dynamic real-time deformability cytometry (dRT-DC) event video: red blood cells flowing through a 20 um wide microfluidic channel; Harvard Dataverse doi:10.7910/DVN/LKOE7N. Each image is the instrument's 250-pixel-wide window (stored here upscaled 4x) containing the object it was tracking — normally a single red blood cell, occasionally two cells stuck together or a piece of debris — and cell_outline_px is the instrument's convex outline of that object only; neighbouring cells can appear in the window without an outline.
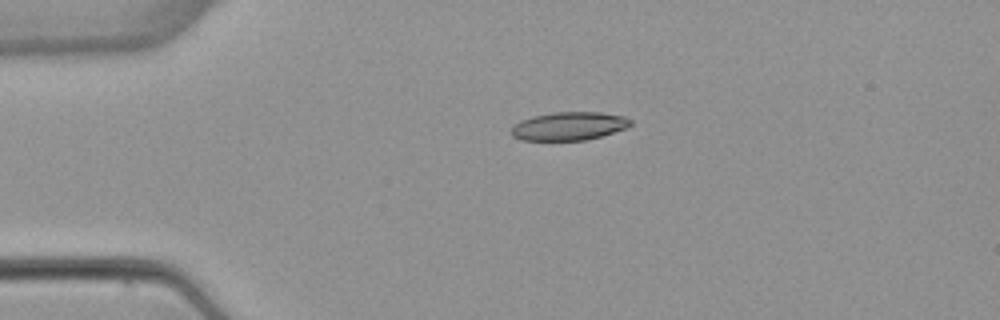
{"species": "common noctule bat (a hibernating species)", "species_latin": "Nyctalus noctula", "temperature_condition": "warm", "stored_images_in_passage": 2, "camera_frame_rate_fps": 3000, "um_per_image_px": 0.085, "animal": {"sex": "female", "body_mass_g": 22.7, "forearm_length_mm": 54.2}, "frame": {"image": 1, "passage_image": 1, "time_ms": 0.0, "image_size_px": [1000, 320], "cell_outline_px": [[632, 124], [628, 128], [600, 136], [584, 140], [520, 140], [512, 136], [512, 128], [520, 120], [532, 116], [552, 112], [600, 112], [624, 116], [632, 120]], "centroid_in_image_um": [48.38, 10.71], "position_along_channel_um": 36.6, "area_um2": 19.71}}